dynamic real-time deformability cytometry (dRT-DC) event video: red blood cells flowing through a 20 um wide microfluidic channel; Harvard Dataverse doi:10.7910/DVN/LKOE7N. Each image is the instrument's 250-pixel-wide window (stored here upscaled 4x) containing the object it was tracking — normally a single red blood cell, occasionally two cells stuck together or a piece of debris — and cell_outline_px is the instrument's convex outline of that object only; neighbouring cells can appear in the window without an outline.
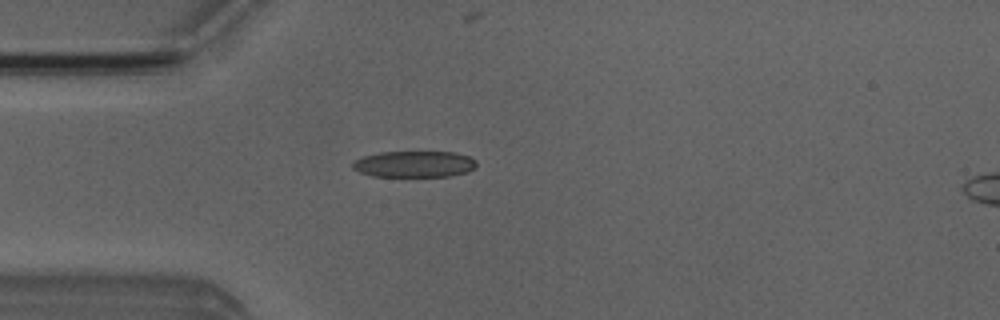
{"species": "Egyptian fruit bat (a non-hibernating species)", "species_latin": "Rousettus aegyptiacus", "temperature_condition": "room temperature", "stored_images_in_passage": 4, "camera_frame_rate_fps": 3000, "um_per_image_px": 0.085, "animal": {"sex": "male"}, "frame": {"image": 1, "passage_image": 3, "time_ms": 2.333, "image_size_px": [1000, 320], "cell_outline_px": [[476, 164], [468, 172], [448, 176], [372, 176], [360, 172], [352, 168], [352, 164], [356, 160], [364, 156], [380, 152], [456, 152], [468, 156], [476, 160]], "centroid_in_image_um": [35.22, 13.94], "position_along_channel_um": 49.8, "area_um2": 18.84}}